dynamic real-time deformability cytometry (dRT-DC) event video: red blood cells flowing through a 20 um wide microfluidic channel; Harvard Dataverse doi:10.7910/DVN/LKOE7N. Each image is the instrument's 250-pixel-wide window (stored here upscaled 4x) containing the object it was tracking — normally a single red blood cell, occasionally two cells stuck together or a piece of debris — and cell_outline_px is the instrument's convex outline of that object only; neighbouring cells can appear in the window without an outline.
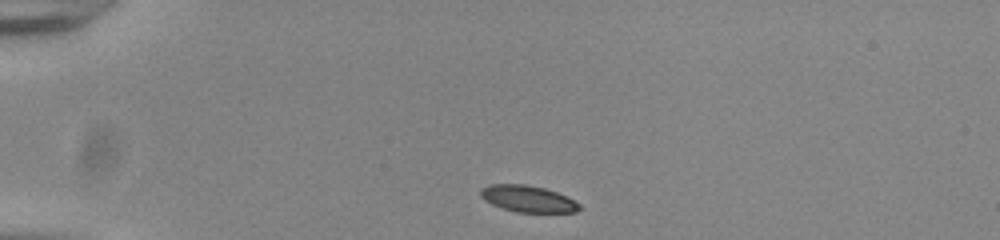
{"species": "common noctule bat (a hibernating species)", "species_latin": "Nyctalus noctula", "temperature_condition": "room temperature", "stored_images_in_passage": 42, "camera_frame_rate_fps": 3000, "um_per_image_px": 0.085, "animal": {"sex": "male", "body_mass_g": 20.0, "forearm_length_mm": 53.3}, "frame": {"image": 1, "passage_image": 1, "time_ms": 0.0, "image_size_px": [1000, 240], "cell_outline_px": [[584, 208], [576, 212], [516, 212], [492, 204], [484, 200], [480, 196], [480, 188], [488, 184], [524, 184], [544, 188], [568, 196], [580, 204]], "centroid_in_image_um": [44.89, 16.89], "position_along_channel_um": 40.1, "area_um2": 15.43}}
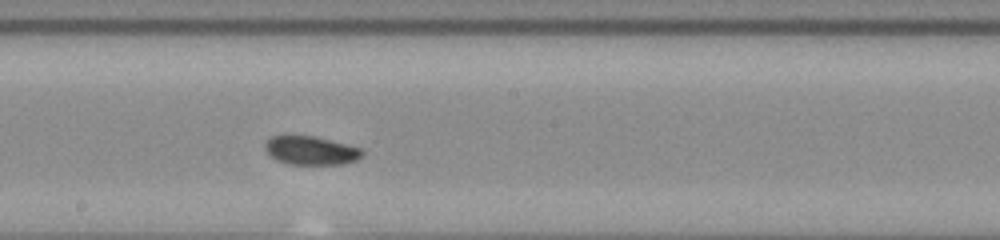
{"frame": {"image": 2, "passage_image": 19, "time_ms": 6.0, "image_size_px": [1000, 240], "cell_outline_px": [[364, 156], [356, 160], [344, 164], [288, 164], [276, 160], [264, 148], [264, 144], [272, 136], [316, 136], [348, 144], [360, 148], [364, 152]], "centroid_in_image_um": [26.47, 12.79], "position_along_channel_um": 221.7, "area_um2": 16.24}}
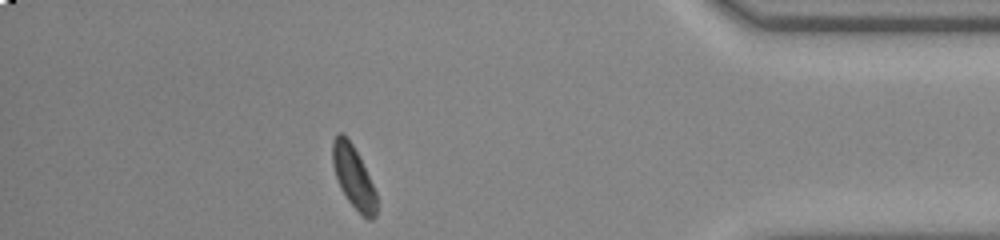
{"frame": {"image": 3, "passage_image": 36, "time_ms": 11.667, "image_size_px": [1000, 240], "cell_outline_px": [[376, 216], [372, 220], [368, 220], [348, 200], [340, 188], [332, 164], [332, 140], [336, 132], [340, 132], [352, 144], [376, 192]], "centroid_in_image_um": [30.02, 15.04], "position_along_channel_um": 405.2, "area_um2": 15.55}, "authors_computed_cell_mechanics": {"area_um2": 16.2707, "velocity_mm_per_s": 3.844, "shape_relaxation_time_tau1_ms": 5.6078, "shape_relaxation_time_tau2_ms": 3.3092, "deformation_change_tau1": 0.1406, "deformation_change_tau2": 0.0772}}